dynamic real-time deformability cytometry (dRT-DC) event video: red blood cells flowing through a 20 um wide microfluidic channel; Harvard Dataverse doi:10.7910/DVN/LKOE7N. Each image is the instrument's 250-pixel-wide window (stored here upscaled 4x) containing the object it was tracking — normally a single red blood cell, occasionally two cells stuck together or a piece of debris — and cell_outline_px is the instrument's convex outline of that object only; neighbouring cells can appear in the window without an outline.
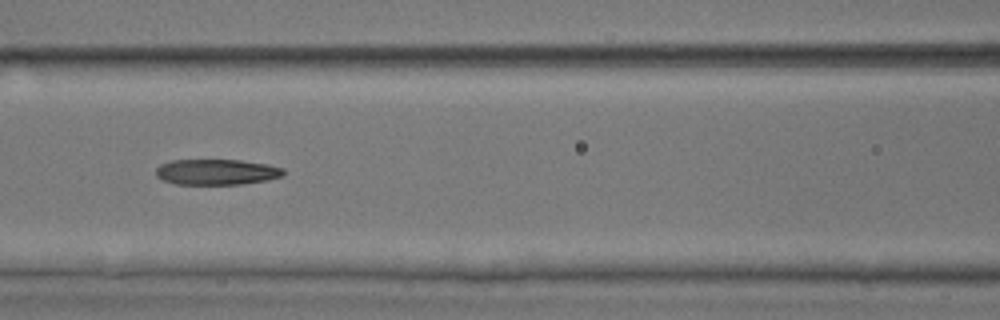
{"species": "common noctule bat (a hibernating species)", "species_latin": "Nyctalus noctula", "temperature_condition": "room temperature", "stored_images_in_passage": 52, "camera_frame_rate_fps": 3000, "um_per_image_px": 0.085, "animal": {"sex": "male", "body_mass_g": 17.9, "forearm_length_mm": 54.2}, "frame": {"image": 1, "passage_image": 23, "time_ms": 7.333, "image_size_px": [1000, 320], "cell_outline_px": [[284, 172], [280, 176], [268, 180], [244, 184], [176, 184], [164, 180], [156, 176], [156, 168], [160, 164], [172, 160], [240, 160], [268, 164], [284, 168]], "centroid_in_image_um": [18.41, 14.61], "position_along_channel_um": 148.2, "area_um2": 19.07}, "authors_computed_cell_mechanics": {"area_um2": 19.941, "velocity_mm_per_s": 3.9035, "shape_relaxation_time_tau1_ms": 6.1646, "shape_relaxation_time_tau2_ms": 4.7118, "deformation_change_tau1": 0.1889, "deformation_change_tau2": 0.1566}}